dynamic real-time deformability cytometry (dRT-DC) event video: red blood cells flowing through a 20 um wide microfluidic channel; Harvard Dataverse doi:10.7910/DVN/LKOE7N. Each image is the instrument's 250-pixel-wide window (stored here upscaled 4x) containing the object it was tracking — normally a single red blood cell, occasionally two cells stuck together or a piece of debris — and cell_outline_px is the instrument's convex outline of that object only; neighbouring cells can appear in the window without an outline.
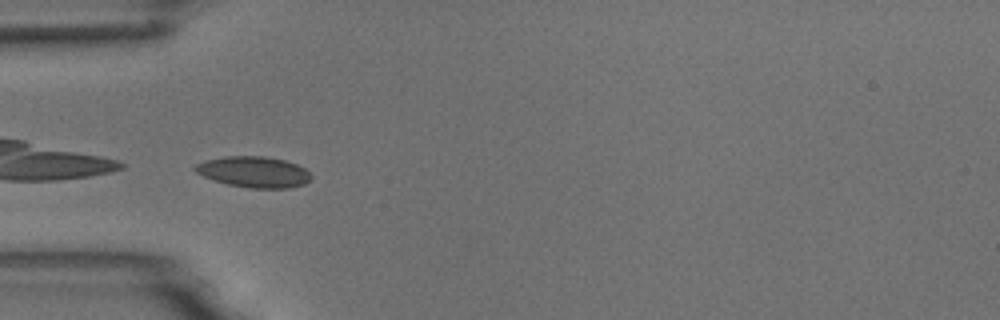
{"species": "common noctule bat (a hibernating species)", "species_latin": "Nyctalus noctula", "temperature_condition": "room temperature", "stored_images_in_passage": 6, "camera_frame_rate_fps": 3000, "um_per_image_px": 0.085, "animal": {"sex": "male", "body_mass_g": 18.8}, "frame": {"image": 1, "passage_image": 6, "time_ms": 5.667, "image_size_px": [1000, 320], "cell_outline_px": [[312, 180], [304, 184], [288, 188], [252, 188], [228, 184], [212, 180], [196, 172], [192, 168], [196, 164], [204, 160], [224, 156], [264, 156], [284, 160], [296, 164], [304, 168], [312, 176]], "centroid_in_image_um": [21.56, 14.61], "position_along_channel_um": 63.4, "area_um2": 20.98}}